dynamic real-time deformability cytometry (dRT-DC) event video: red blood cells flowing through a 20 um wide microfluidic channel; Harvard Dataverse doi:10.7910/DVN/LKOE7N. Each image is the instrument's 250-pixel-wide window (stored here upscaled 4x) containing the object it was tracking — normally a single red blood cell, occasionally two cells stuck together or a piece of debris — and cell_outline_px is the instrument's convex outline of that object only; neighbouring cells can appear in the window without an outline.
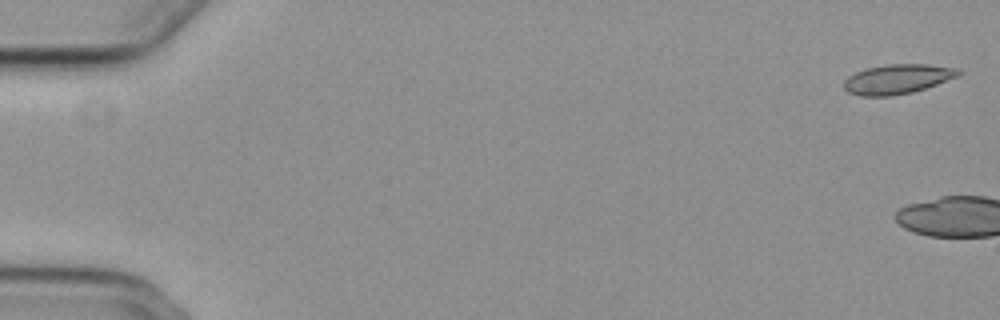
{"species": "common noctule bat (a hibernating species)", "species_latin": "Nyctalus noctula", "temperature_condition": "cold", "stored_images_in_passage": 10, "camera_frame_rate_fps": 3000, "um_per_image_px": 0.085, "animal": {"sex": "female", "body_mass_g": 29.2, "forearm_length_mm": 56.3}, "frame": {"image": 1, "passage_image": 1, "time_ms": 0.0, "image_size_px": [1000, 320], "cell_outline_px": [[960, 76], [912, 92], [892, 96], [860, 96], [848, 92], [844, 88], [844, 80], [848, 76], [856, 72], [868, 68], [888, 64], [928, 64], [960, 68]], "centroid_in_image_um": [76.29, 6.72], "position_along_channel_um": 8.7, "area_um2": 19.77}}
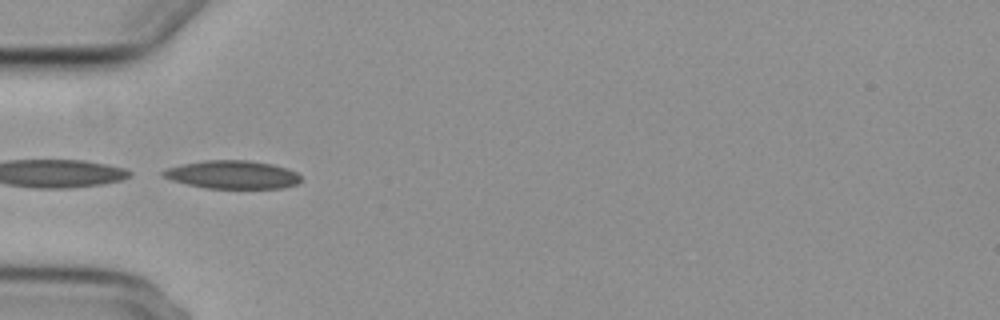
{"frame": {"image": 2, "passage_image": 6, "time_ms": 7.0, "image_size_px": [1000, 320], "cell_outline_px": [[300, 180], [296, 184], [280, 188], [204, 188], [172, 180], [164, 176], [160, 172], [168, 168], [184, 164], [204, 160], [248, 160], [272, 164], [288, 168], [296, 172], [300, 176]], "centroid_in_image_um": [19.77, 14.84], "position_along_channel_um": 65.2, "area_um2": 22.43}}
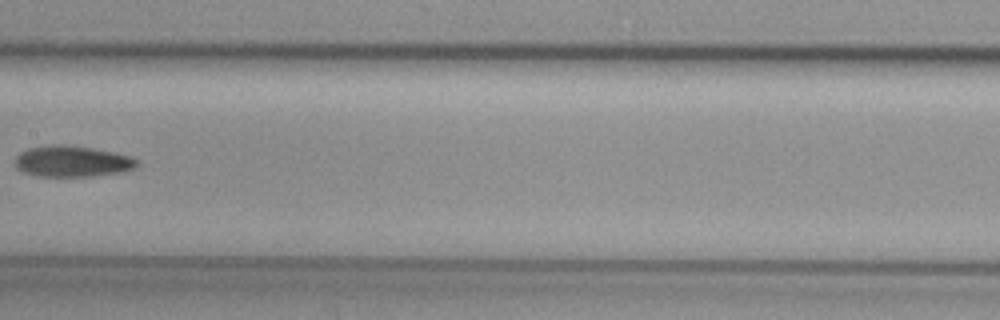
{"frame": {"image": 3, "passage_image": 9, "time_ms": 10.667, "image_size_px": [1000, 320], "cell_outline_px": [[140, 160], [136, 168], [120, 172], [92, 176], [36, 176], [24, 172], [16, 168], [16, 156], [20, 152], [28, 148], [48, 144], [64, 144], [92, 148], [116, 152]], "centroid_in_image_um": [6.14, 13.7], "position_along_channel_um": 201.3, "area_um2": 22.25}}